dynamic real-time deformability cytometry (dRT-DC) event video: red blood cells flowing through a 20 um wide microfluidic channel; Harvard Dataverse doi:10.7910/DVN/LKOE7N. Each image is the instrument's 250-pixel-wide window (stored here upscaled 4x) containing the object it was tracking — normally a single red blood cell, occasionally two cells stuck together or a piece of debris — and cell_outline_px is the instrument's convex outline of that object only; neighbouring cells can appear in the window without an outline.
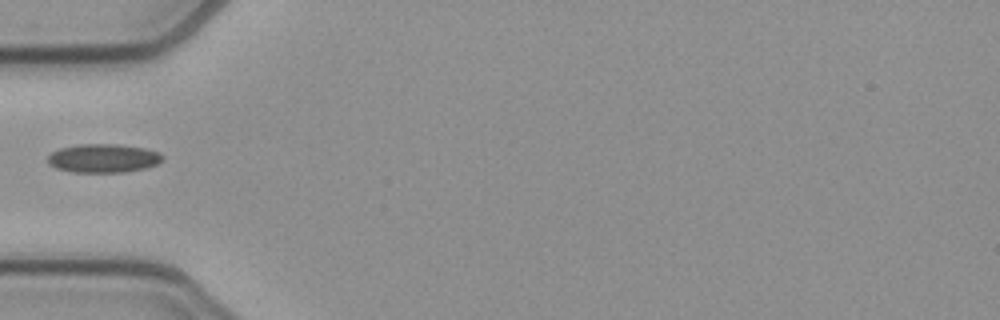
{"species": "common noctule bat (a hibernating species)", "species_latin": "Nyctalus noctula", "temperature_condition": "cold", "stored_images_in_passage": 31, "camera_frame_rate_fps": 3000, "um_per_image_px": 0.085, "animal": {"sex": "female", "body_mass_g": 21.9}, "frame": {"image": 1, "passage_image": 1, "time_ms": 0.0, "image_size_px": [1000, 320], "cell_outline_px": [[164, 160], [156, 164], [144, 168], [124, 172], [72, 172], [56, 168], [48, 164], [48, 156], [52, 152], [60, 148], [80, 144], [116, 144], [144, 148], [160, 152], [164, 156]], "centroid_in_image_um": [8.79, 13.45], "position_along_channel_um": 76.2, "area_um2": 19.19}}
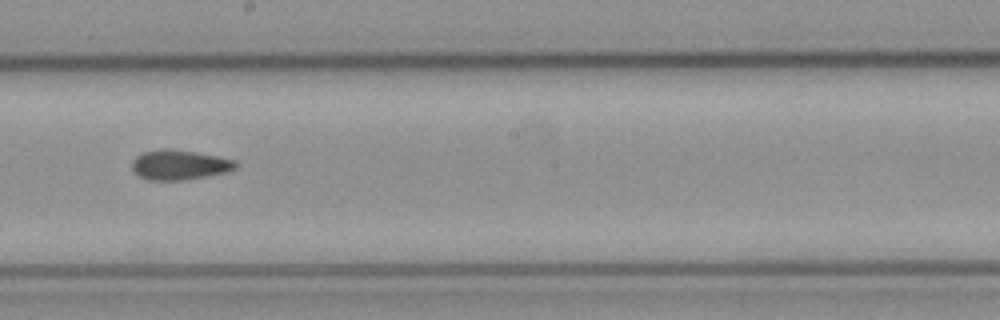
{"frame": {"image": 2, "passage_image": 13, "time_ms": 4.0, "image_size_px": [1000, 320], "cell_outline_px": [[236, 168], [228, 172], [184, 180], [148, 180], [132, 172], [132, 160], [136, 156], [144, 152], [168, 148], [172, 148], [196, 152], [236, 160]], "centroid_in_image_um": [15.24, 14.01], "position_along_channel_um": 233.0, "area_um2": 18.09}}
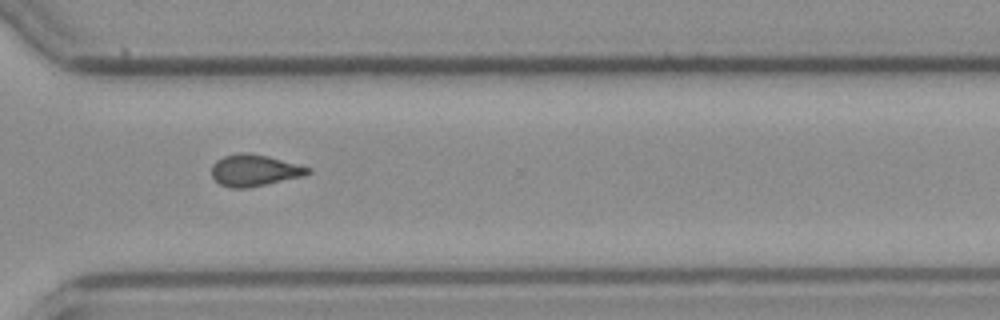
{"frame": {"image": 3, "passage_image": 22, "time_ms": 7.0, "image_size_px": [1000, 320], "cell_outline_px": [[312, 172], [304, 176], [248, 188], [232, 188], [220, 184], [212, 176], [212, 164], [216, 160], [224, 156], [240, 152], [248, 152], [268, 156], [312, 168]], "centroid_in_image_um": [21.64, 14.47], "position_along_channel_um": 349.0, "area_um2": 17.8}}